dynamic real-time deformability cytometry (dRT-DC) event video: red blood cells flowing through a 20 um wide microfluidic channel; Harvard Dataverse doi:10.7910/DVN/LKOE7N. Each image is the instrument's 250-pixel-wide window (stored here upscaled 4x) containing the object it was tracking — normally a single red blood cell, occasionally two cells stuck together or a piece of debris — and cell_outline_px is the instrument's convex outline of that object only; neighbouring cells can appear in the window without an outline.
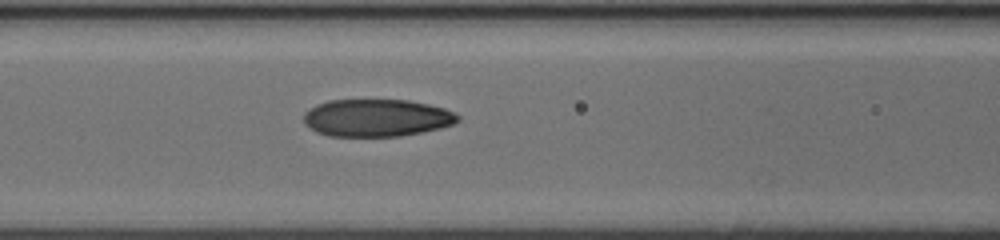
{"species": "human", "species_latin": "Homo sapiens", "temperature_condition": "cold", "stored_images_in_passage": 36, "camera_frame_rate_fps": 3000, "um_per_image_px": 0.085, "donor": {"sex": "female"}, "frame": {"image": 1, "passage_image": 13, "time_ms": 4.0, "image_size_px": [1000, 240], "cell_outline_px": [[460, 120], [452, 124], [440, 128], [400, 136], [328, 136], [316, 132], [304, 120], [304, 112], [308, 108], [316, 104], [328, 100], [408, 100], [428, 104], [444, 108], [456, 112], [460, 116]], "centroid_in_image_um": [32.03, 10.01], "position_along_channel_um": 134.6, "area_um2": 33.64}}
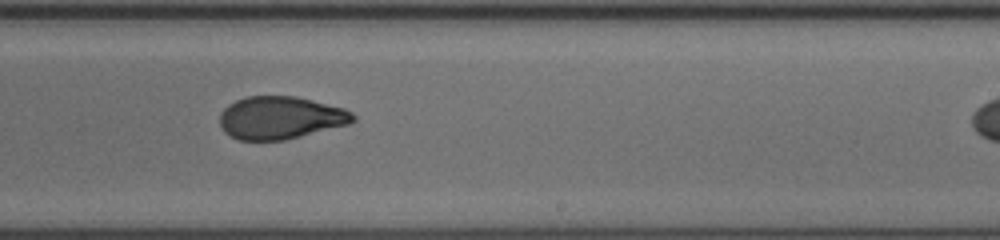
{"frame": {"image": 2, "passage_image": 24, "time_ms": 7.667, "image_size_px": [1000, 240], "cell_outline_px": [[356, 120], [348, 124], [284, 140], [236, 140], [228, 136], [220, 128], [220, 112], [228, 104], [244, 96], [296, 96], [344, 108], [352, 112], [356, 116]], "centroid_in_image_um": [23.79, 10.01], "position_along_channel_um": 265.2, "area_um2": 33.35}}
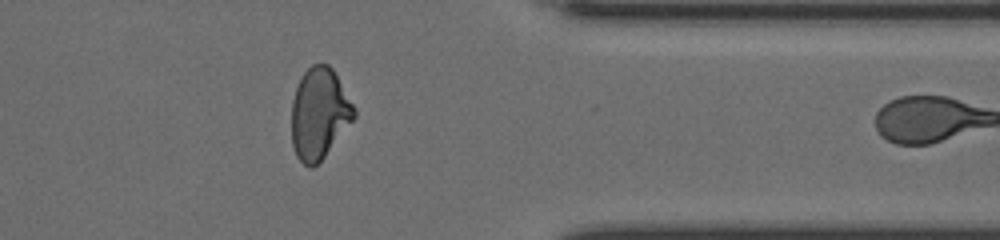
{"frame": {"image": 3, "passage_image": 35, "time_ms": 11.333, "image_size_px": [1000, 240], "cell_outline_px": [[356, 116], [324, 156], [312, 168], [308, 168], [296, 156], [292, 144], [292, 100], [296, 88], [304, 72], [312, 64], [328, 64], [332, 68], [356, 108]], "centroid_in_image_um": [27.13, 9.65], "position_along_channel_um": 384.3, "area_um2": 32.89}}